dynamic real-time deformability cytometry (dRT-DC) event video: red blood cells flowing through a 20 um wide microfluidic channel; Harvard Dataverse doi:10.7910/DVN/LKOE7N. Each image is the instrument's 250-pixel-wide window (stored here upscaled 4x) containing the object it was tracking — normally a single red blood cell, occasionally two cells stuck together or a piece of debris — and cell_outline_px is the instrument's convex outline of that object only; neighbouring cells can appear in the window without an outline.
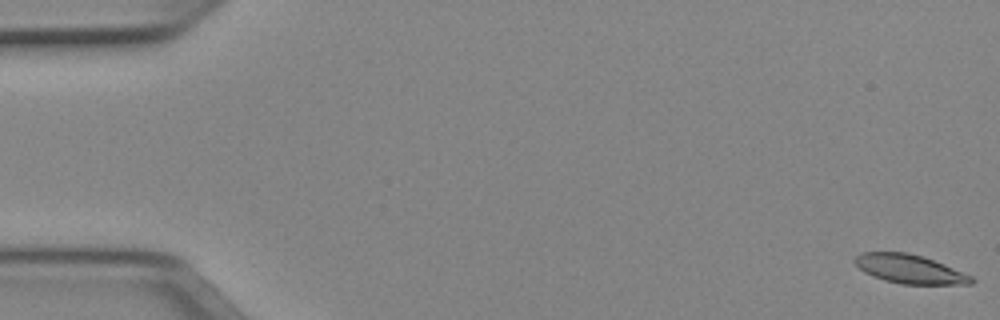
{"species": "Egyptian fruit bat (a non-hibernating species)", "species_latin": "Rousettus aegyptiacus", "temperature_condition": "cold", "stored_images_in_passage": 52, "camera_frame_rate_fps": 3000, "um_per_image_px": 0.085, "animal": {"sex": "female"}, "frame": {"image": 1, "passage_image": 1, "time_ms": 0.0, "image_size_px": [1000, 320], "cell_outline_px": [[976, 280], [972, 284], [900, 284], [884, 280], [872, 276], [864, 272], [852, 260], [860, 252], [908, 252], [924, 256], [944, 264], [972, 276]], "centroid_in_image_um": [77.31, 22.86], "position_along_channel_um": 7.7, "area_um2": 19.71}}
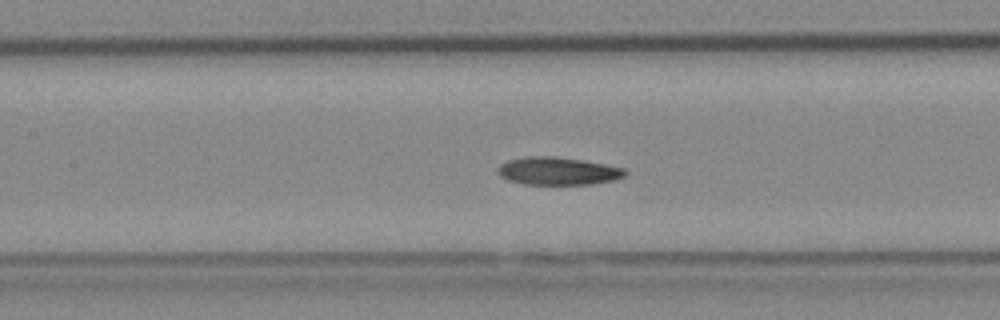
{"frame": {"image": 2, "passage_image": 24, "time_ms": 7.667, "image_size_px": [1000, 320], "cell_outline_px": [[628, 172], [624, 176], [612, 180], [592, 184], [524, 184], [508, 180], [500, 176], [496, 172], [496, 168], [500, 164], [508, 160], [524, 156], [556, 156], [584, 160], [624, 168]], "centroid_in_image_um": [47.38, 14.53], "position_along_channel_um": 160.0, "area_um2": 20.75}}
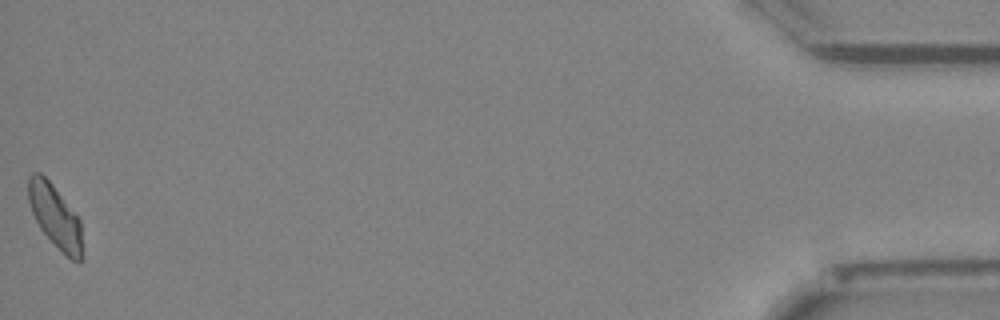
{"frame": {"image": 3, "passage_image": 52, "time_ms": 17.0, "image_size_px": [1000, 320], "cell_outline_px": [[84, 260], [80, 264], [72, 260], [40, 228], [32, 212], [28, 200], [28, 176], [32, 172], [40, 172], [52, 184], [80, 220]], "centroid_in_image_um": [4.71, 18.4], "position_along_channel_um": 430.5, "area_um2": 19.59}, "authors_computed_cell_mechanics": {"area_um2": 20.4612, "velocity_mm_per_s": 3.9251, "shape_relaxation_time_tau1_ms": 5.2603, "shape_relaxation_time_tau2_ms": 6.2478, "deformation_change_tau1": 0.136, "deformation_change_tau2": 0.1355}}